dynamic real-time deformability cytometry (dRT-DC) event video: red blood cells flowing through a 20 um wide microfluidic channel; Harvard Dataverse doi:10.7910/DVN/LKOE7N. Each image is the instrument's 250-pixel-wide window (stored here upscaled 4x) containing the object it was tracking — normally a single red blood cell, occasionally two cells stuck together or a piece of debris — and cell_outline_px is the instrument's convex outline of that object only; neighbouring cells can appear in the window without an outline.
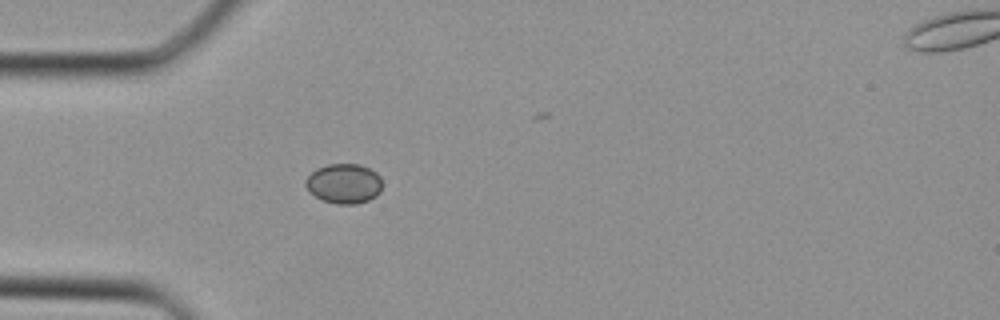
{"species": "Egyptian fruit bat (a non-hibernating species)", "species_latin": "Rousettus aegyptiacus", "temperature_condition": "cold", "stored_images_in_passage": 24, "camera_frame_rate_fps": 3000, "um_per_image_px": 0.085, "animal": {"sex": "female"}, "frame": {"image": 1, "passage_image": 5, "time_ms": 1.333, "image_size_px": [1000, 320], "cell_outline_px": [[380, 192], [376, 196], [368, 200], [356, 204], [336, 204], [324, 200], [308, 192], [304, 184], [304, 180], [316, 168], [328, 164], [360, 164], [376, 172], [380, 176]], "centroid_in_image_um": [29.21, 15.6], "position_along_channel_um": 55.8, "area_um2": 17.8}}
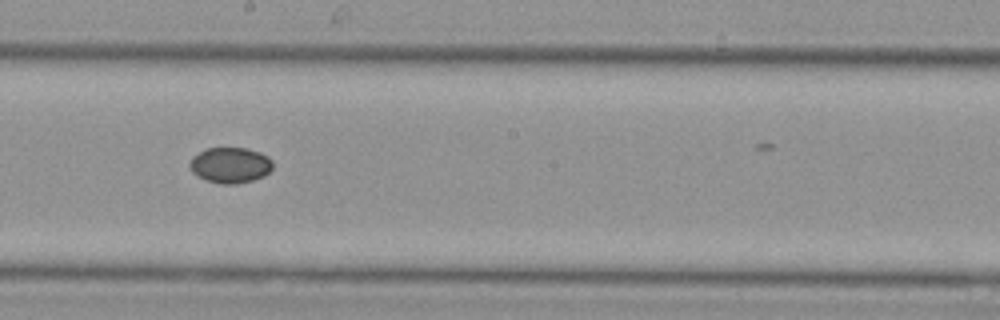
{"frame": {"image": 2, "passage_image": 15, "time_ms": 4.667, "image_size_px": [1000, 320], "cell_outline_px": [[272, 168], [264, 176], [252, 180], [236, 184], [220, 184], [196, 176], [192, 172], [188, 164], [192, 156], [204, 148], [248, 148], [260, 152], [268, 156], [272, 160]], "centroid_in_image_um": [19.55, 14.02], "position_along_channel_um": 228.7, "area_um2": 17.46}}
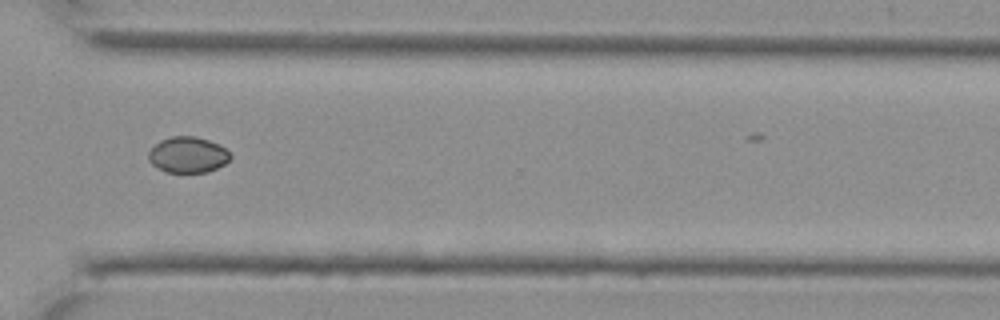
{"frame": {"image": 3, "passage_image": 22, "time_ms": 7.0, "image_size_px": [1000, 320], "cell_outline_px": [[232, 156], [224, 164], [208, 172], [164, 172], [152, 164], [148, 160], [148, 152], [160, 140], [172, 136], [196, 136], [220, 144]], "centroid_in_image_um": [15.95, 13.15], "position_along_channel_um": 354.6, "area_um2": 17.11}}